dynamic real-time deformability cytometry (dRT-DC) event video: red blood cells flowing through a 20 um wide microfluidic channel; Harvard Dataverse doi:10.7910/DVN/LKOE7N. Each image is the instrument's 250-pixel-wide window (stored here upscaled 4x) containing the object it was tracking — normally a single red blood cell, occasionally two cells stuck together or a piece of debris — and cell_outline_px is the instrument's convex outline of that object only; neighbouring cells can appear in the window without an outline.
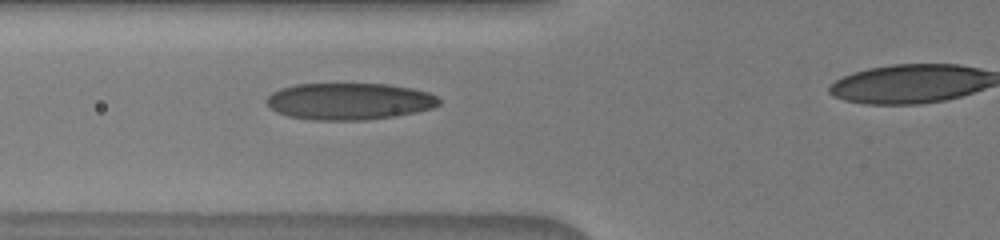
{"species": "human", "species_latin": "Homo sapiens", "temperature_condition": "warm", "stored_images_in_passage": 8, "segment_of_instrument_passage": [1, 2], "camera_frame_rate_fps": 3000, "um_per_image_px": 0.085, "donor": {"sex": "male"}, "frame": {"image": 1, "passage_image": 7, "time_ms": 4.333, "image_size_px": [1000, 240], "cell_outline_px": [[440, 104], [432, 108], [416, 112], [396, 116], [364, 120], [312, 120], [288, 116], [276, 112], [268, 104], [268, 96], [272, 92], [280, 88], [296, 84], [388, 84], [412, 88], [428, 92], [436, 96], [440, 100]], "centroid_in_image_um": [29.7, 8.61], "position_along_channel_um": 96.1, "area_um2": 36.99}}